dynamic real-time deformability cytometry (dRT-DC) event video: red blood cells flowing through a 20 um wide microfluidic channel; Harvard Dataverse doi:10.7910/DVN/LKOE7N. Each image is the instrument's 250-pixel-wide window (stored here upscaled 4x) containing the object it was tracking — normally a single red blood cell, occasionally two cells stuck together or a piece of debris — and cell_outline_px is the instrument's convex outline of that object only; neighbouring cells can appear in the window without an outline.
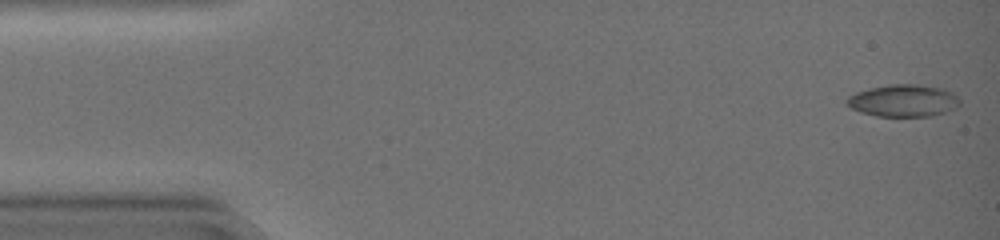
{"species": "common noctule bat (a hibernating species)", "species_latin": "Nyctalus noctula", "temperature_condition": "warm", "stored_images_in_passage": 45, "camera_frame_rate_fps": 3000, "um_per_image_px": 0.085, "animal": {"sex": "female", "body_mass_g": 19.0, "forearm_length_mm": 51.5}, "frame": {"image": 1, "passage_image": 1, "time_ms": 0.0, "image_size_px": [1000, 240], "cell_outline_px": [[960, 104], [956, 108], [944, 112], [928, 116], [876, 116], [860, 112], [844, 104], [844, 100], [848, 96], [856, 92], [868, 88], [888, 84], [920, 84], [944, 88], [952, 92], [960, 100]], "centroid_in_image_um": [76.75, 8.54], "position_along_channel_um": 8.2, "area_um2": 21.44}}
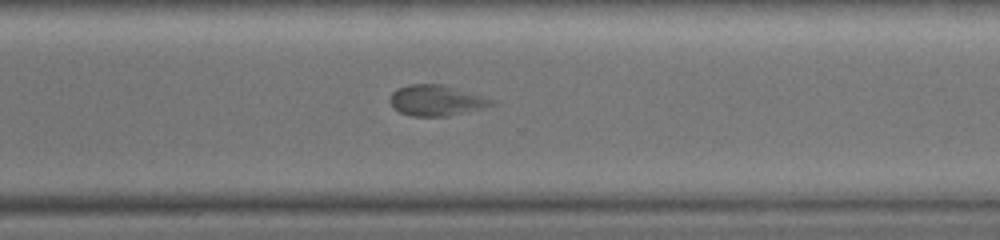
{"frame": {"image": 2, "passage_image": 33, "time_ms": 10.667, "image_size_px": [1000, 240], "cell_outline_px": [[496, 100], [492, 104], [480, 108], [448, 116], [412, 116], [400, 112], [392, 104], [392, 92], [408, 84], [444, 84]], "centroid_in_image_um": [37.1, 8.52], "position_along_channel_um": 333.5, "area_um2": 17.74}}
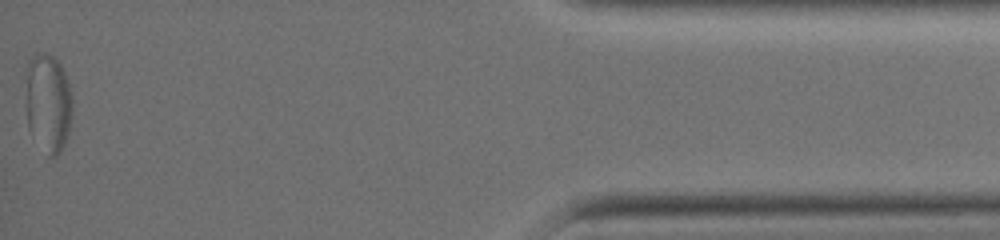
{"frame": {"image": 3, "passage_image": 45, "time_ms": 14.667, "image_size_px": [1000, 240], "cell_outline_px": [[72, 116], [68, 132], [64, 144], [60, 152], [56, 156], [48, 156], [28, 128], [28, 64], [36, 52], [48, 52], [60, 64], [64, 72], [72, 96]], "centroid_in_image_um": [4.13, 8.75], "position_along_channel_um": 431.1, "area_um2": 26.13}}